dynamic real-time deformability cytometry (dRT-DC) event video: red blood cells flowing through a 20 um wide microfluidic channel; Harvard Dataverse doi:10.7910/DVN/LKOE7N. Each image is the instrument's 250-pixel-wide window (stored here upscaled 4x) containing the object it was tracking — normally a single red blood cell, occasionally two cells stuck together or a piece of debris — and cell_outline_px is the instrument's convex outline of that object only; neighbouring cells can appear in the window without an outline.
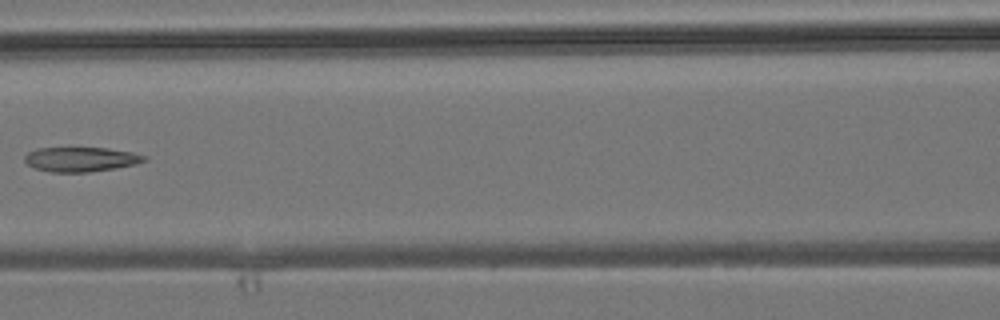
{"species": "common noctule bat (a hibernating species)", "species_latin": "Nyctalus noctula", "temperature_condition": "room temperature", "stored_images_in_passage": 4, "camera_frame_rate_fps": 3000, "um_per_image_px": 0.085, "animal": {"sex": "male", "body_mass_g": 19.2, "forearm_length_mm": 51.8}, "frame": {"image": 1, "passage_image": 4, "time_ms": 3.667, "image_size_px": [1000, 320], "cell_outline_px": [[148, 160], [136, 164], [116, 168], [88, 172], [52, 172], [36, 168], [28, 164], [24, 160], [24, 156], [28, 152], [36, 148], [108, 148], [132, 152], [148, 156]], "centroid_in_image_um": [6.91, 13.54], "position_along_channel_um": 159.7, "area_um2": 17.17}}